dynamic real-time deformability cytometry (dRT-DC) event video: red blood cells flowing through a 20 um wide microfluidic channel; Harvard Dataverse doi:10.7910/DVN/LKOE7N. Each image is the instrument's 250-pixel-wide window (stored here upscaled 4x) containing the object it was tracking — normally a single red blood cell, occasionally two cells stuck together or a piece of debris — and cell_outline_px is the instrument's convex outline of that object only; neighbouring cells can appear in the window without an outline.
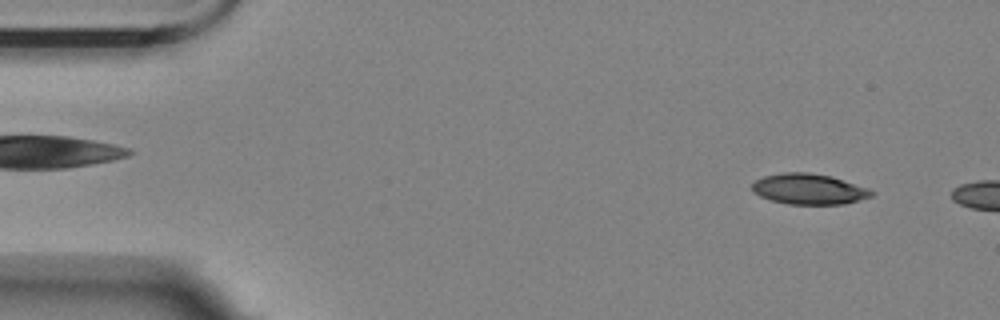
{"species": "Egyptian fruit bat (a non-hibernating species)", "species_latin": "Rousettus aegyptiacus", "temperature_condition": "room temperature", "stored_images_in_passage": 8, "camera_frame_rate_fps": 3000, "um_per_image_px": 0.085, "animal": {"sex": "female"}, "frame": {"image": 1, "passage_image": 4, "time_ms": 1.0, "image_size_px": [1000, 320], "cell_outline_px": [[876, 192], [872, 196], [844, 204], [788, 204], [772, 200], [760, 196], [752, 192], [752, 184], [756, 180], [764, 176], [780, 172], [808, 172], [832, 176], [868, 188]], "centroid_in_image_um": [68.75, 16.06], "position_along_channel_um": 16.2, "area_um2": 21.39}}